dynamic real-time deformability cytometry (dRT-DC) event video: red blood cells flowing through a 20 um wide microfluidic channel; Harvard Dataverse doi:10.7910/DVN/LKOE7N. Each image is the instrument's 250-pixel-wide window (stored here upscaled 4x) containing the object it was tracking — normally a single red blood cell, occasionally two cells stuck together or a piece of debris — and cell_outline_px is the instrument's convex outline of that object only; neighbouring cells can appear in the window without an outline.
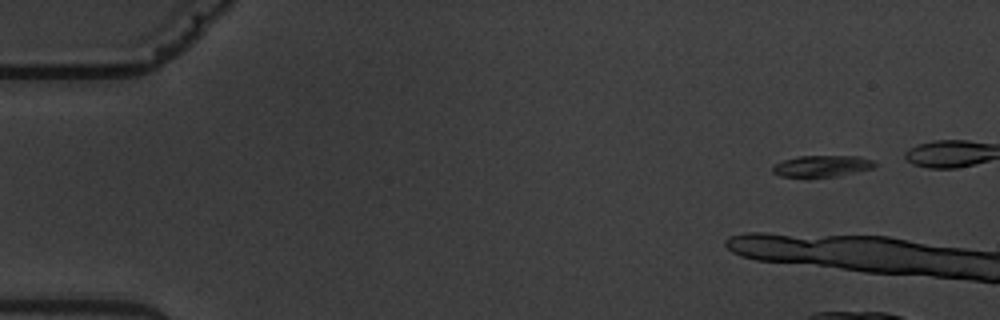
{"species": "common noctule bat (a hibernating species)", "species_latin": "Nyctalus noctula", "temperature_condition": "warm", "stored_images_in_passage": 6, "camera_frame_rate_fps": 3000, "um_per_image_px": 0.085, "animal": {"sex": "male", "body_mass_g": 19.5, "forearm_length_mm": 54.6}, "frame": {"image": 1, "passage_image": 2, "time_ms": 1.0, "image_size_px": [1000, 320], "cell_outline_px": [[876, 164], [872, 168], [840, 176], [808, 180], [780, 176], [772, 172], [772, 164], [796, 156], [856, 156], [872, 160]], "centroid_in_image_um": [69.76, 14.17], "position_along_channel_um": 15.2, "area_um2": 13.47}}